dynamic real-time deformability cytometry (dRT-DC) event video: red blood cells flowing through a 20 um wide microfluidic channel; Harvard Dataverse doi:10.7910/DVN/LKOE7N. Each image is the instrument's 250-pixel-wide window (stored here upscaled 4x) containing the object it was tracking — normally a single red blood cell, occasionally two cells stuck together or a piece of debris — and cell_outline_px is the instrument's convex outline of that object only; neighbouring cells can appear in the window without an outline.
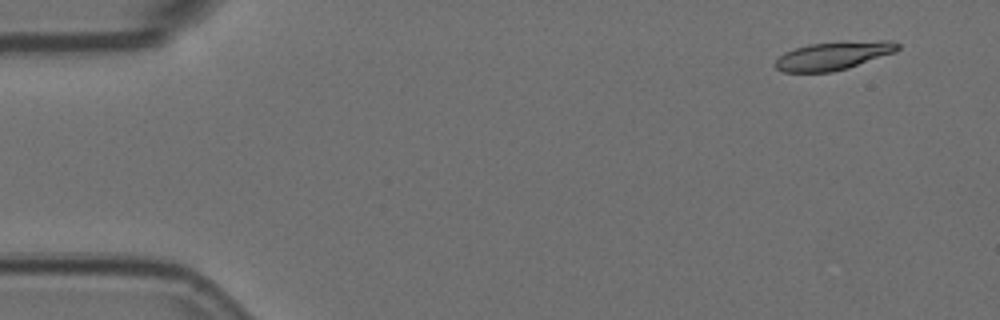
{"species": "Egyptian fruit bat (a non-hibernating species)", "species_latin": "Rousettus aegyptiacus", "temperature_condition": "room temperature", "stored_images_in_passage": 10, "camera_frame_rate_fps": 3000, "um_per_image_px": 0.085, "animal": {"sex": "female"}, "frame": {"image": 1, "passage_image": 1, "time_ms": 0.0, "image_size_px": [1000, 320], "cell_outline_px": [[900, 48], [896, 52], [848, 68], [832, 72], [780, 72], [772, 64], [784, 52], [808, 44], [880, 40], [892, 40], [900, 44]], "centroid_in_image_um": [70.84, 4.74], "position_along_channel_um": 14.2, "area_um2": 20.23}}
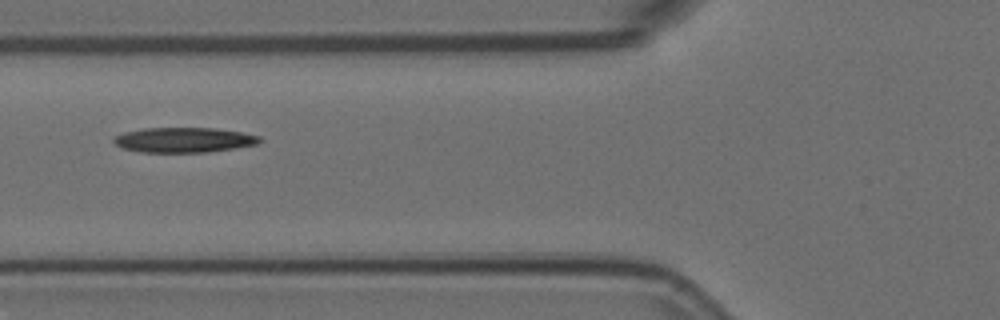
{"frame": {"image": 2, "passage_image": 6, "time_ms": 1.667, "image_size_px": [1000, 320], "cell_outline_px": [[264, 140], [256, 144], [208, 152], [140, 152], [124, 148], [116, 144], [112, 140], [116, 136], [124, 132], [144, 128], [216, 128], [240, 132], [260, 136]], "centroid_in_image_um": [15.64, 11.89], "position_along_channel_um": 110.2, "area_um2": 21.1}}
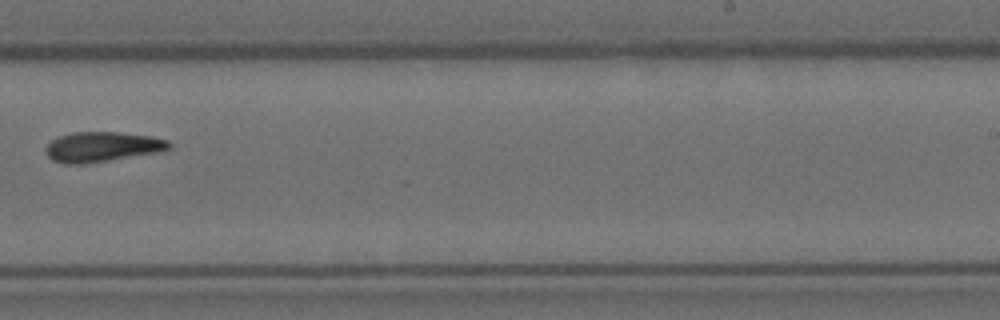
{"frame": {"image": 3, "passage_image": 10, "time_ms": 3.0, "image_size_px": [1000, 320], "cell_outline_px": [[172, 148], [160, 152], [80, 164], [64, 164], [52, 160], [48, 156], [48, 144], [52, 140], [60, 136], [72, 132], [116, 132], [148, 136], [168, 140], [172, 144]], "centroid_in_image_um": [8.72, 12.48], "position_along_channel_um": 280.3, "area_um2": 21.21}}